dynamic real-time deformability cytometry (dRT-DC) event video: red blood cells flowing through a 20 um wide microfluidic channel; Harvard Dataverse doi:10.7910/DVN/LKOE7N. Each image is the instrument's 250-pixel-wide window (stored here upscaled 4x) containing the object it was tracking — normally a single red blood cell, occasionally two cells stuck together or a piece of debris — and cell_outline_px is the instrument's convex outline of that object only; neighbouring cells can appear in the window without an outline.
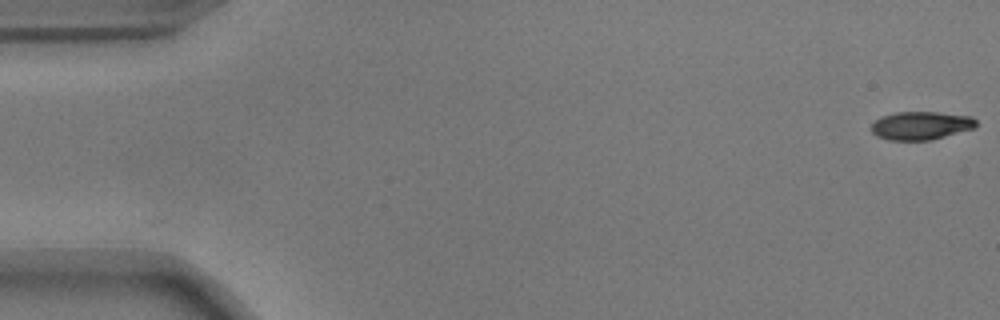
{"species": "common noctule bat (a hibernating species)", "species_latin": "Nyctalus noctula", "temperature_condition": "warm", "stored_images_in_passage": 11, "camera_frame_rate_fps": 3000, "um_per_image_px": 0.085, "animal": {"sex": "male", "body_mass_g": 17.9}, "frame": {"image": 1, "passage_image": 1, "time_ms": 0.0, "image_size_px": [1000, 320], "cell_outline_px": [[976, 128], [932, 140], [888, 140], [876, 136], [872, 132], [872, 124], [880, 116], [896, 112], [936, 112], [972, 116], [976, 120]], "centroid_in_image_um": [78.29, 10.67], "position_along_channel_um": 6.7, "area_um2": 17.4}}